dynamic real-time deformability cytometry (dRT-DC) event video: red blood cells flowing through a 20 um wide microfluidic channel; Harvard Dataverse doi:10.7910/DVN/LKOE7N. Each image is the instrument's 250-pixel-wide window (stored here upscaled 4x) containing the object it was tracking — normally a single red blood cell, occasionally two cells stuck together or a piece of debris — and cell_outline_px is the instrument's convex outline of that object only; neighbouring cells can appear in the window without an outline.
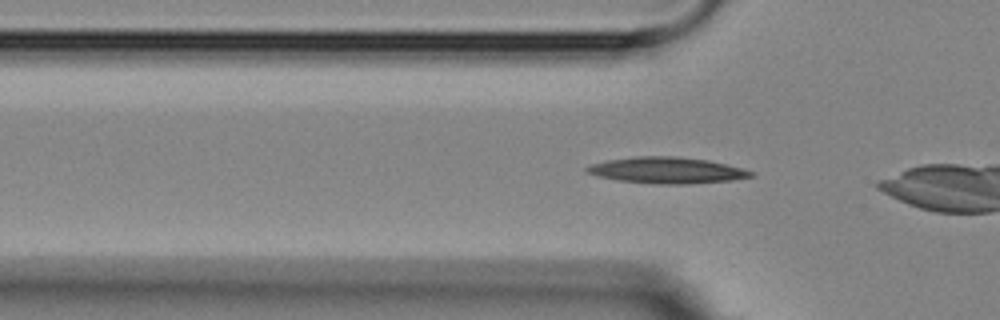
{"species": "Egyptian fruit bat (a non-hibernating species)", "species_latin": "Rousettus aegyptiacus", "temperature_condition": "room temperature", "stored_images_in_passage": 5, "segment_of_instrument_passage": [2, 2], "camera_frame_rate_fps": 3000, "um_per_image_px": 0.085, "animal": {"sex": "female"}, "frame": {"image": 1, "passage_image": 5, "time_ms": 4.333, "image_size_px": [1000, 320], "cell_outline_px": [[756, 176], [732, 180], [684, 184], [656, 184], [616, 180], [596, 176], [584, 172], [584, 168], [592, 164], [608, 160], [636, 156], [676, 156], [708, 160], [756, 172]], "centroid_in_image_um": [56.66, 14.48], "position_along_channel_um": 69.1, "area_um2": 25.14}}